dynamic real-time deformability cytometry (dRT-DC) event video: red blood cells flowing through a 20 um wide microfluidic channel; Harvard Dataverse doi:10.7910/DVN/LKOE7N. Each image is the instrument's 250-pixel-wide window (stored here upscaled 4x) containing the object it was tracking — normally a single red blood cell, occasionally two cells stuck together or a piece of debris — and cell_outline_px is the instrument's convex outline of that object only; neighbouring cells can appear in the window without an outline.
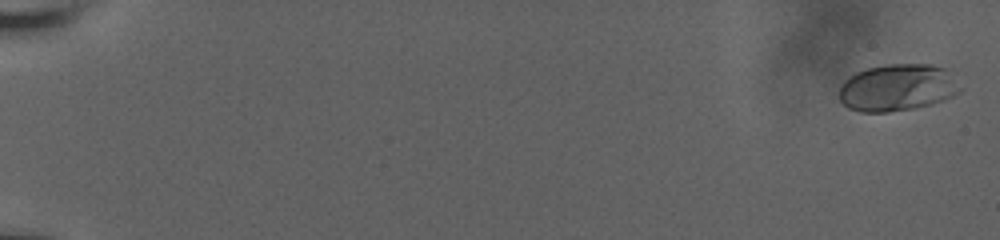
{"species": "human", "species_latin": "Homo sapiens", "temperature_condition": "room temperature", "stored_images_in_passage": 60, "camera_frame_rate_fps": 3000, "um_per_image_px": 0.085, "donor": {"sex": "male"}, "frame": {"image": 1, "passage_image": 1, "time_ms": 0.0, "image_size_px": [1000, 240], "cell_outline_px": [[964, 88], [960, 92], [952, 96], [916, 108], [888, 112], [860, 112], [848, 108], [840, 100], [840, 84], [848, 76], [856, 72], [868, 68], [884, 64], [932, 64], [944, 68]], "centroid_in_image_um": [76.26, 7.44], "position_along_channel_um": 8.7, "area_um2": 33.23}}
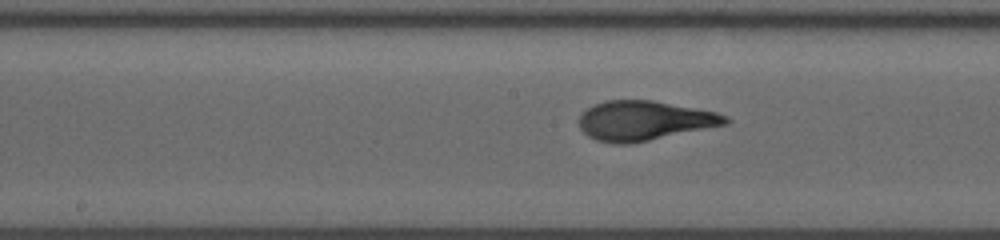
{"frame": {"image": 2, "passage_image": 34, "time_ms": 11.0, "image_size_px": [1000, 240], "cell_outline_px": [[732, 120], [728, 124], [628, 144], [612, 144], [596, 140], [588, 136], [580, 128], [580, 112], [592, 104], [604, 100], [652, 100], [716, 112], [728, 116]], "centroid_in_image_um": [54.73, 10.25], "position_along_channel_um": 193.5, "area_um2": 33.81}}
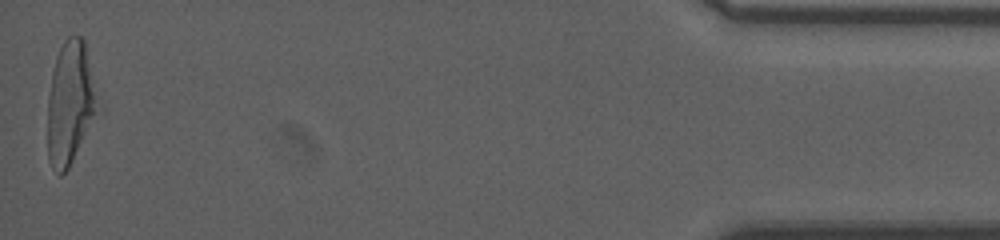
{"frame": {"image": 3, "passage_image": 60, "time_ms": 19.667, "image_size_px": [1000, 240], "cell_outline_px": [[104, 108], [68, 168], [60, 176], [52, 168], [48, 160], [48, 96], [52, 72], [56, 56], [64, 40], [68, 36], [80, 36], [84, 40]], "centroid_in_image_um": [6.06, 8.77], "position_along_channel_um": 429.1, "area_um2": 37.45}, "authors_computed_cell_mechanics": {"area_um2": 32.3969, "velocity_mm_per_s": 3.6568, "shape_relaxation_time_tau1_ms": 4.058, "shape_relaxation_time_tau2_ms": 0.6907, "deformation_change_tau1": 0.1862, "deformation_change_tau2": 0.0719}}